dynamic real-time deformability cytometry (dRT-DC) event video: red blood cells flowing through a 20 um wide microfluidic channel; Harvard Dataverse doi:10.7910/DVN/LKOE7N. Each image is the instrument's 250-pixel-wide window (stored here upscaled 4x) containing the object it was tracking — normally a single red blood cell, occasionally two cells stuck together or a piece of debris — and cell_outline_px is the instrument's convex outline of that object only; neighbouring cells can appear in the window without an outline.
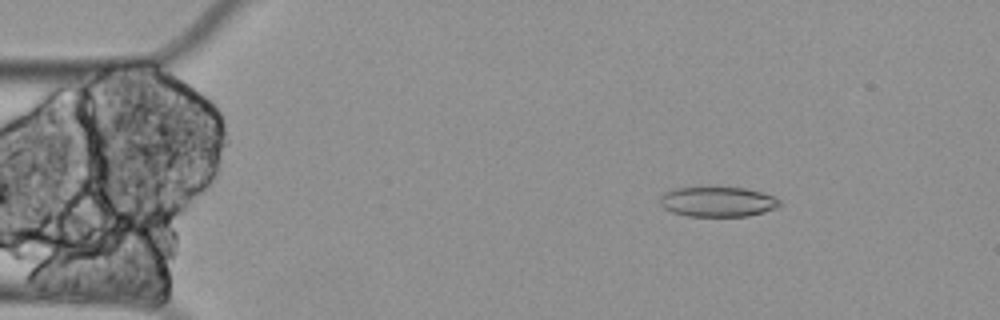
{"species": "Egyptian fruit bat (a non-hibernating species)", "species_latin": "Rousettus aegyptiacus", "temperature_condition": "cold", "stored_images_in_passage": 18, "camera_frame_rate_fps": 3000, "um_per_image_px": 0.085, "animal": {"sex": "female"}, "frame": {"image": 1, "passage_image": 9, "time_ms": 2.667, "image_size_px": [1000, 320], "cell_outline_px": [[780, 204], [776, 208], [764, 212], [748, 216], [688, 216], [672, 212], [664, 208], [660, 204], [660, 196], [664, 192], [676, 188], [744, 188], [760, 192], [772, 196], [780, 200]], "centroid_in_image_um": [60.98, 17.16], "position_along_channel_um": 24.0, "area_um2": 20.69}}
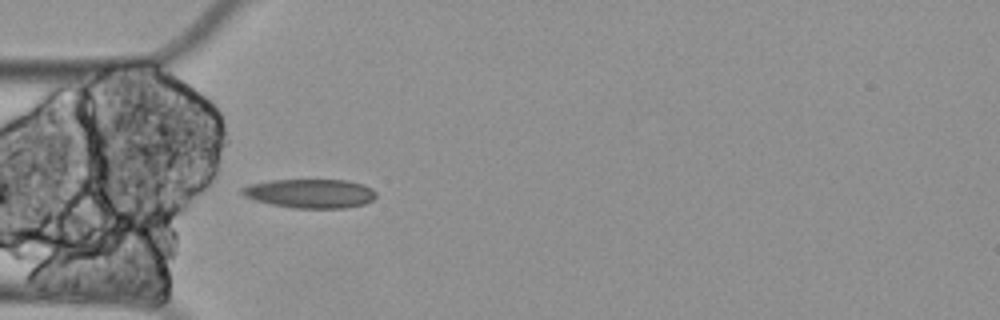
{"frame": {"image": 2, "passage_image": 18, "time_ms": 5.667, "image_size_px": [1000, 320], "cell_outline_px": [[376, 196], [372, 200], [364, 204], [344, 208], [292, 208], [272, 204], [256, 200], [244, 196], [240, 192], [240, 188], [252, 184], [272, 180], [344, 180], [364, 184], [372, 188], [376, 192]], "centroid_in_image_um": [26.39, 16.44], "position_along_channel_um": 58.6, "area_um2": 22.6}}